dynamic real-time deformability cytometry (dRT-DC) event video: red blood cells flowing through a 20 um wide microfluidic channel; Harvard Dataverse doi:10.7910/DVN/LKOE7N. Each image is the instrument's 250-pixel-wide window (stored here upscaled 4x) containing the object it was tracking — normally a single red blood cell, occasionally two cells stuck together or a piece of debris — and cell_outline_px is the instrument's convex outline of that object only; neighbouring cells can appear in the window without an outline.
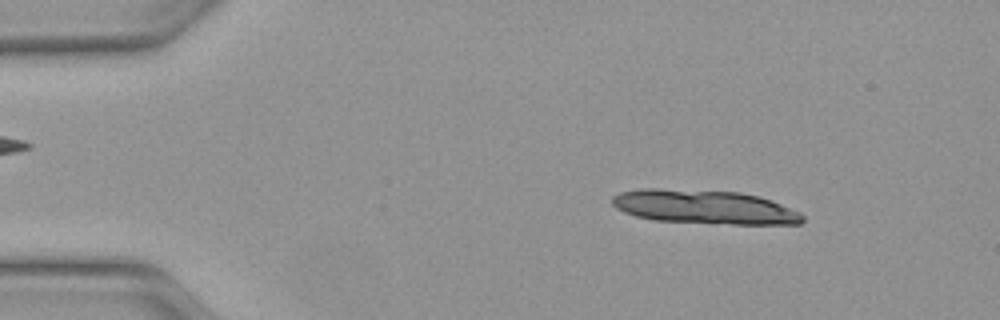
{"species": "Egyptian fruit bat (a non-hibernating species)", "species_latin": "Rousettus aegyptiacus", "temperature_condition": "warm", "stored_images_in_passage": 16, "camera_frame_rate_fps": 3000, "um_per_image_px": 0.085, "animal": {"sex": "female"}, "frame": {"image": 1, "passage_image": 6, "time_ms": 1.667, "image_size_px": [1000, 320], "cell_outline_px": [[804, 220], [800, 224], [732, 224], [656, 220], [636, 216], [624, 212], [616, 208], [612, 204], [612, 196], [620, 192], [644, 188], [656, 188], [740, 192], [756, 196], [780, 204], [800, 212], [804, 216]], "centroid_in_image_um": [59.85, 17.59], "position_along_channel_um": 25.1, "area_um2": 37.4}}
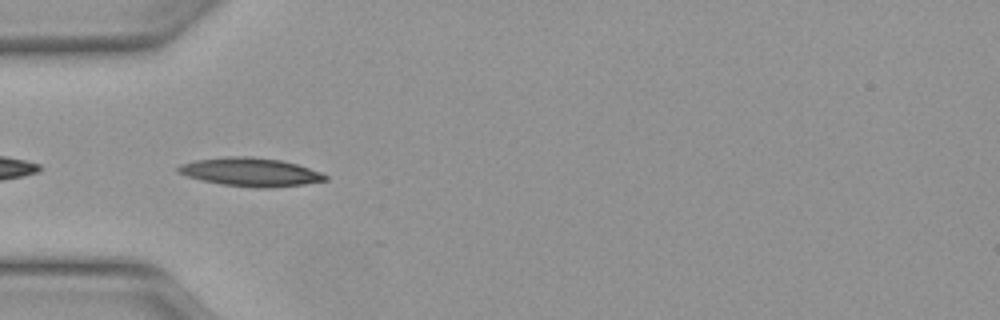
{"frame": {"image": 2, "passage_image": 15, "time_ms": 4.667, "image_size_px": [1000, 320], "cell_outline_px": [[328, 180], [304, 184], [268, 188], [252, 188], [220, 184], [200, 180], [176, 172], [176, 168], [180, 164], [196, 160], [224, 156], [252, 156], [280, 160], [296, 164], [320, 172], [328, 176]], "centroid_in_image_um": [21.25, 14.62], "position_along_channel_um": 63.7, "area_um2": 24.57}}